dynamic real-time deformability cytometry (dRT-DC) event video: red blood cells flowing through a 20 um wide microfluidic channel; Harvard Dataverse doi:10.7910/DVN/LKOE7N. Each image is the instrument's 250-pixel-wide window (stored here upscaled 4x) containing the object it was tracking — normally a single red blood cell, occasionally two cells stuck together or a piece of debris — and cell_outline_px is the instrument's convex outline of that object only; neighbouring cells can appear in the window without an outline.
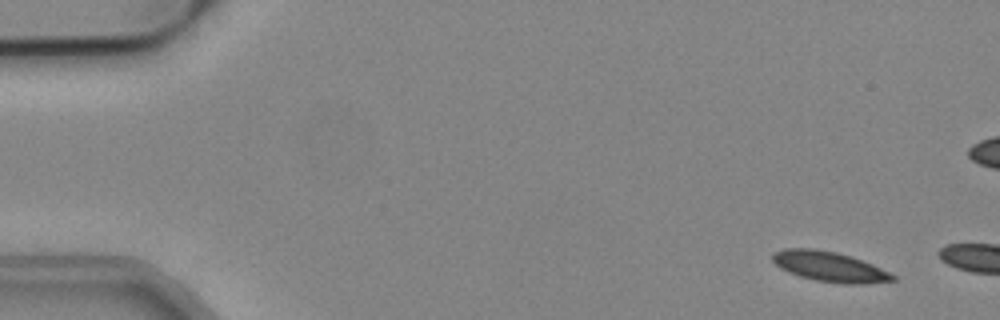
{"species": "common noctule bat (a hibernating species)", "species_latin": "Nyctalus noctula", "temperature_condition": "cold", "stored_images_in_passage": 5, "camera_frame_rate_fps": 3000, "um_per_image_px": 0.085, "animal": {"sex": "male", "body_mass_g": 19.2, "forearm_length_mm": 51.8}, "frame": {"image": 1, "passage_image": 2, "time_ms": 0.333, "image_size_px": [1000, 320], "cell_outline_px": [[896, 280], [868, 284], [840, 284], [816, 280], [800, 276], [788, 272], [780, 268], [772, 260], [772, 252], [784, 248], [816, 248], [836, 252], [852, 256], [872, 264], [896, 276]], "centroid_in_image_um": [70.5, 22.66], "position_along_channel_um": 14.5, "area_um2": 21.27}}